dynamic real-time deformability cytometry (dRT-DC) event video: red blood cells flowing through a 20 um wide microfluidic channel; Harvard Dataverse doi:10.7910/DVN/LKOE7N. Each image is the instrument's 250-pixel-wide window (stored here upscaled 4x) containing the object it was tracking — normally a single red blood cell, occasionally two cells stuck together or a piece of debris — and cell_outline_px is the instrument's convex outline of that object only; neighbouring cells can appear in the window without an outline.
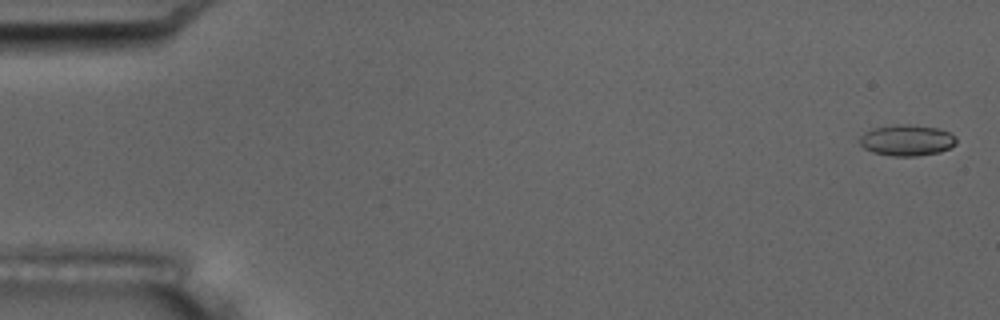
{"species": "common noctule bat (a hibernating species)", "species_latin": "Nyctalus noctula", "temperature_condition": "room temperature", "stored_images_in_passage": 9, "camera_frame_rate_fps": 3000, "um_per_image_px": 0.085, "animal": {"sex": "male", "body_mass_g": 17.5, "forearm_length_mm": 52.3}, "frame": {"image": 1, "passage_image": 1, "time_ms": 0.0, "image_size_px": [1000, 320], "cell_outline_px": [[956, 144], [940, 152], [916, 156], [892, 156], [872, 152], [864, 148], [860, 144], [860, 136], [864, 132], [872, 128], [896, 124], [904, 124], [940, 128], [956, 136]], "centroid_in_image_um": [77.07, 11.92], "position_along_channel_um": 7.9, "area_um2": 17.57}}
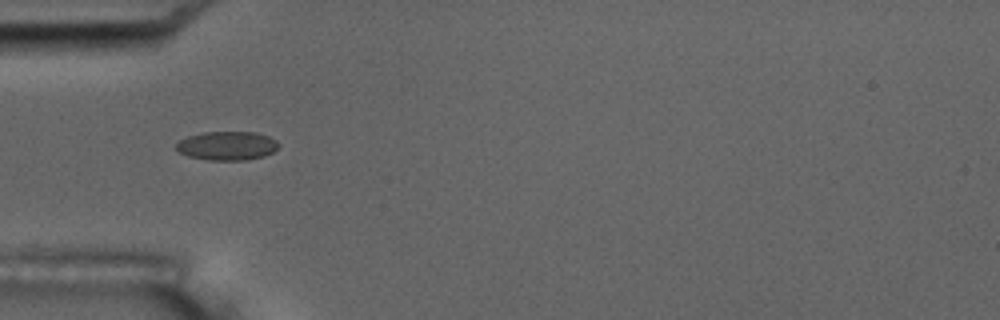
{"frame": {"image": 2, "passage_image": 6, "time_ms": 5.667, "image_size_px": [1000, 320], "cell_outline_px": [[280, 144], [272, 152], [264, 156], [244, 160], [208, 160], [188, 156], [180, 152], [176, 148], [176, 144], [180, 140], [188, 136], [204, 132], [256, 132], [268, 136], [276, 140]], "centroid_in_image_um": [19.31, 12.39], "position_along_channel_um": 65.7, "area_um2": 17.11}}
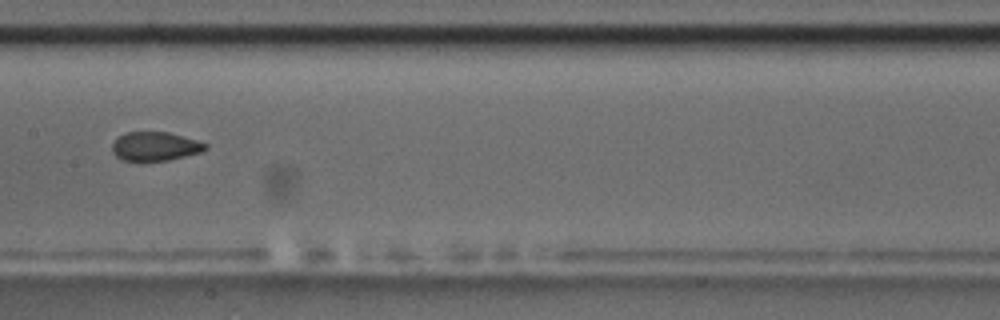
{"frame": {"image": 3, "passage_image": 9, "time_ms": 9.333, "image_size_px": [1000, 320], "cell_outline_px": [[208, 148], [200, 152], [168, 160], [120, 160], [112, 152], [112, 144], [124, 132], [168, 132], [196, 140], [208, 144]], "centroid_in_image_um": [13.17, 12.43], "position_along_channel_um": 194.2, "area_um2": 15.49}}